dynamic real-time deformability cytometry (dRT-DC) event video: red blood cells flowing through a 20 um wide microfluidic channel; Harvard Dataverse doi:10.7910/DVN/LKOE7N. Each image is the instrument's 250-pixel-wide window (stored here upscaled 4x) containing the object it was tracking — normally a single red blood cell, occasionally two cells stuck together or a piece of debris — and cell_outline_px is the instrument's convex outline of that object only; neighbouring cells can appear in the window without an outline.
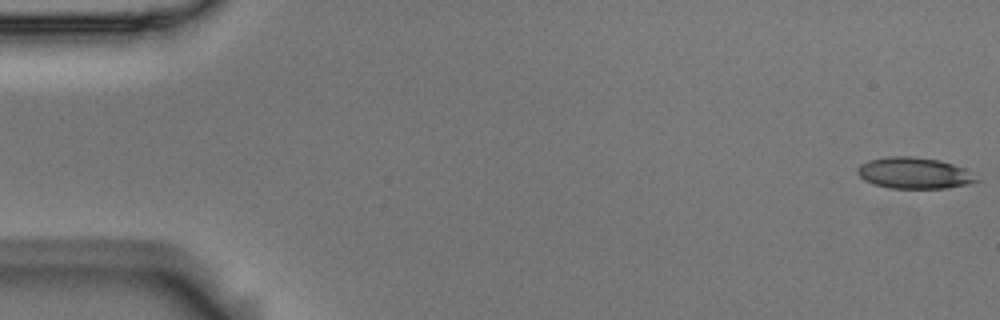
{"species": "Egyptian fruit bat (a non-hibernating species)", "species_latin": "Rousettus aegyptiacus", "temperature_condition": "room temperature", "stored_images_in_passage": 55, "camera_frame_rate_fps": 3000, "um_per_image_px": 0.085, "animal": {"sex": "male"}, "frame": {"image": 1, "passage_image": 1, "time_ms": 0.0, "image_size_px": [1000, 320], "cell_outline_px": [[980, 180], [968, 184], [948, 188], [888, 188], [872, 184], [864, 180], [856, 172], [856, 168], [860, 164], [868, 160], [888, 156], [912, 156], [940, 160], [964, 168]], "centroid_in_image_um": [77.66, 14.71], "position_along_channel_um": 7.3, "area_um2": 21.79}}
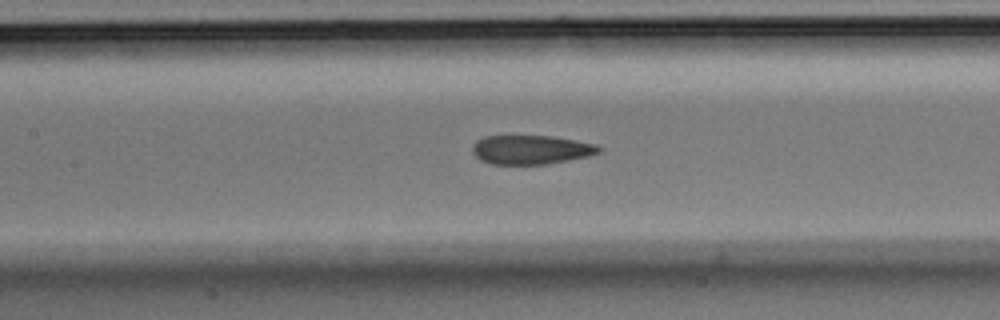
{"frame": {"image": 2, "passage_image": 25, "time_ms": 8.0, "image_size_px": [1000, 320], "cell_outline_px": [[604, 148], [600, 152], [588, 156], [548, 164], [492, 164], [480, 160], [472, 152], [472, 144], [476, 140], [484, 136], [552, 136], [596, 144]], "centroid_in_image_um": [45.13, 12.72], "position_along_channel_um": 162.3, "area_um2": 21.5}}
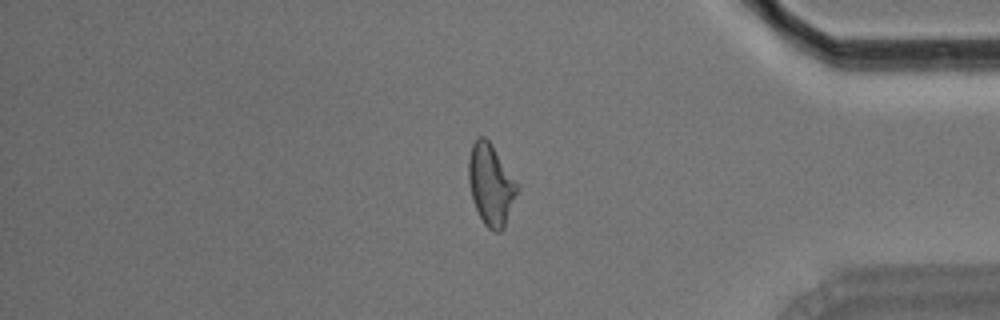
{"frame": {"image": 3, "passage_image": 46, "time_ms": 15.0, "image_size_px": [1000, 320], "cell_outline_px": [[520, 188], [504, 228], [500, 232], [492, 232], [484, 224], [472, 200], [468, 180], [468, 156], [472, 144], [476, 136], [484, 136], [492, 144]], "centroid_in_image_um": [41.71, 15.69], "position_along_channel_um": 393.5, "area_um2": 23.24}, "authors_computed_cell_mechanics": {"area_um2": 22.4264, "velocity_mm_per_s": 3.679, "shape_relaxation_time_tau1_ms": 7.253, "shape_relaxation_time_tau2_ms": 2.4099, "deformation_change_tau1": 0.1669, "deformation_change_tau2": 0.1051}}